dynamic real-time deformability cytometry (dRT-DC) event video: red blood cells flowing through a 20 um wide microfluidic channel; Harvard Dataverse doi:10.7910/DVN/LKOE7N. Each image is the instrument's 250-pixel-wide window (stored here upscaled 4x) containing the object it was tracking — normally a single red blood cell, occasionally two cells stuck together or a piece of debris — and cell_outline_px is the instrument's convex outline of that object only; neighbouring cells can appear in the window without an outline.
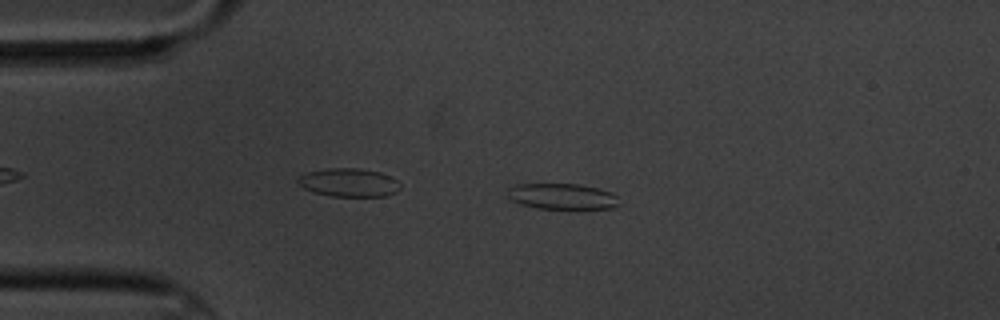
{"species": "common noctule bat (a hibernating species)", "species_latin": "Nyctalus noctula", "temperature_condition": "cold", "stored_images_in_passage": 3, "camera_frame_rate_fps": 3000, "um_per_image_px": 0.085, "animal": {"sex": "male", "body_mass_g": 20.1, "forearm_length_mm": 53.5}, "frame": {"image": 1, "passage_image": 2, "time_ms": 1.0, "image_size_px": [1000, 320], "cell_outline_px": [[620, 204], [616, 208], [540, 208], [520, 204], [512, 200], [508, 196], [508, 188], [516, 184], [580, 184], [600, 188], [612, 192], [616, 196]], "centroid_in_image_um": [47.82, 16.68], "position_along_channel_um": 37.2, "area_um2": 16.76}}